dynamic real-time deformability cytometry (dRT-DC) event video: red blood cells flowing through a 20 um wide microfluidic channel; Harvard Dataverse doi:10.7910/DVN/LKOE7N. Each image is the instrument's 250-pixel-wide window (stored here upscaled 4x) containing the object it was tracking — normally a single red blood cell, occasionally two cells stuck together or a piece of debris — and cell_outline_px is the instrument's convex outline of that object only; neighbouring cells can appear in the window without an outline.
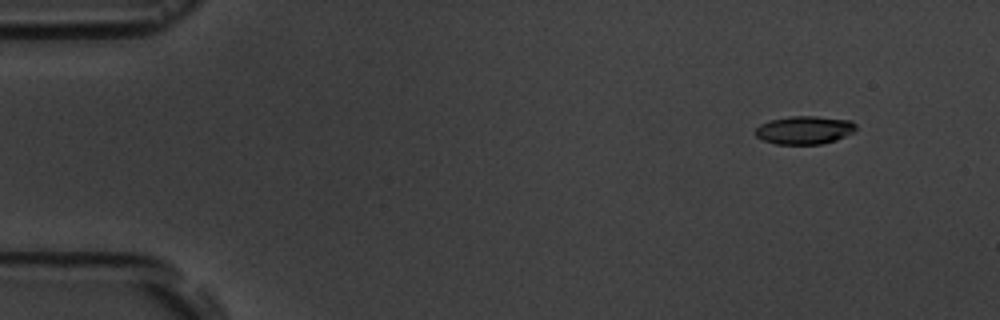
{"species": "common noctule bat (a hibernating species)", "species_latin": "Nyctalus noctula", "temperature_condition": "room temperature", "stored_images_in_passage": 6, "camera_frame_rate_fps": 3000, "um_per_image_px": 0.085, "animal": {"sex": "male", "body_mass_g": 19.5, "forearm_length_mm": 54.6}, "frame": {"image": 1, "passage_image": 2, "time_ms": 1.333, "image_size_px": [1000, 320], "cell_outline_px": [[856, 128], [852, 132], [836, 140], [820, 144], [776, 144], [764, 140], [756, 136], [756, 128], [760, 124], [768, 120], [788, 116], [816, 116], [852, 120], [856, 124]], "centroid_in_image_um": [68.37, 11.04], "position_along_channel_um": 16.6, "area_um2": 16.53}}
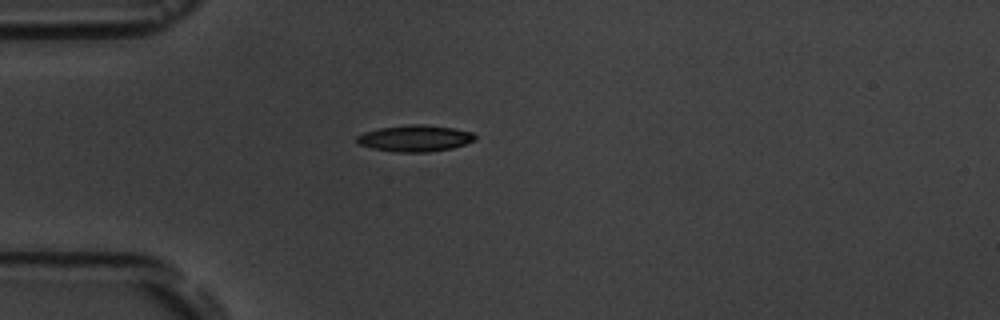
{"frame": {"image": 2, "passage_image": 5, "time_ms": 4.667, "image_size_px": [1000, 320], "cell_outline_px": [[476, 140], [452, 148], [428, 152], [396, 152], [372, 148], [360, 144], [356, 140], [356, 136], [364, 132], [380, 128], [408, 124], [424, 124], [452, 128], [472, 132], [476, 136]], "centroid_in_image_um": [35.28, 11.75], "position_along_channel_um": 49.7, "area_um2": 18.15}}